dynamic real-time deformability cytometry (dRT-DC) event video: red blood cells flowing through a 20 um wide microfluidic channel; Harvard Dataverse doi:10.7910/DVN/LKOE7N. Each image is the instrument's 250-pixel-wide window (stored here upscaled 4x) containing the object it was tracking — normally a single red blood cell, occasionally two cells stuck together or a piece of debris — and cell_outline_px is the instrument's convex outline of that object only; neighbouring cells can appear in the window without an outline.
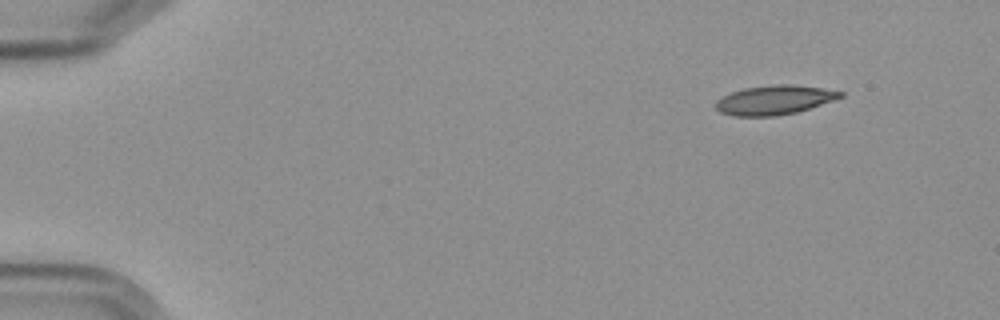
{"species": "Egyptian fruit bat (a non-hibernating species)", "species_latin": "Rousettus aegyptiacus", "temperature_condition": "cold", "stored_images_in_passage": 14, "camera_frame_rate_fps": 3000, "um_per_image_px": 0.085, "frame": {"image": 1, "passage_image": 1, "time_ms": 0.0, "image_size_px": [1000, 320], "cell_outline_px": [[844, 96], [796, 112], [776, 116], [736, 116], [720, 112], [716, 108], [716, 100], [732, 92], [744, 88], [776, 84], [792, 84], [820, 88], [844, 92]], "centroid_in_image_um": [65.8, 8.49], "position_along_channel_um": 19.2, "area_um2": 20.92}}
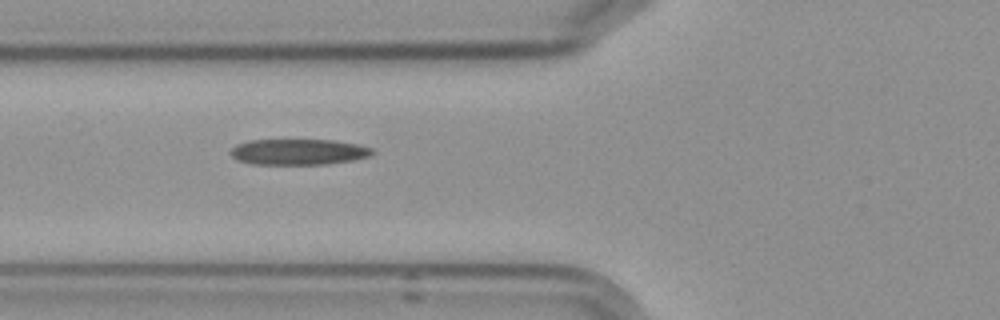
{"frame": {"image": 2, "passage_image": 5, "time_ms": 5.333, "image_size_px": [1000, 320], "cell_outline_px": [[376, 152], [372, 156], [352, 160], [324, 164], [252, 164], [236, 160], [228, 152], [236, 144], [248, 140], [336, 140], [356, 144], [372, 148]], "centroid_in_image_um": [25.36, 12.91], "position_along_channel_um": 100.4, "area_um2": 21.5}}
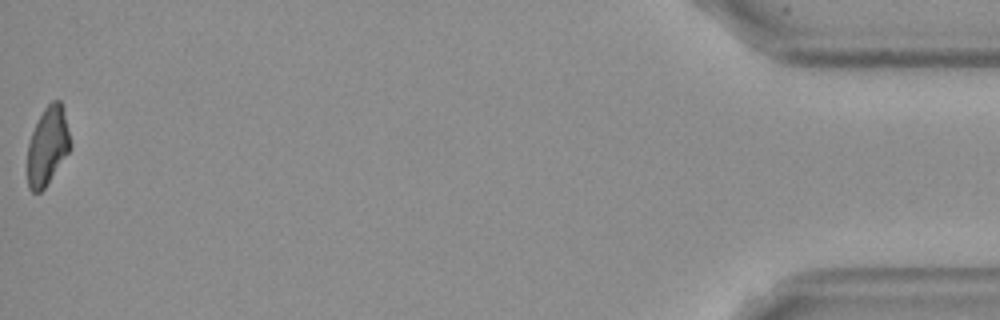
{"frame": {"image": 3, "passage_image": 14, "time_ms": 17.0, "image_size_px": [1000, 320], "cell_outline_px": [[72, 144], [68, 152], [44, 188], [40, 192], [32, 192], [28, 188], [28, 144], [32, 132], [44, 108], [52, 100], [60, 100], [64, 108]], "centroid_in_image_um": [4.06, 12.37], "position_along_channel_um": 431.1, "area_um2": 19.36}, "authors_computed_cell_mechanics": {"area_um2": 21.1837, "velocity_mm_per_s": 3.5974, "shape_relaxation_time_tau1_ms": 9.462, "shape_relaxation_time_tau2_ms": null, "deformation_change_tau1": 0.2241, "deformation_change_tau2": null}}